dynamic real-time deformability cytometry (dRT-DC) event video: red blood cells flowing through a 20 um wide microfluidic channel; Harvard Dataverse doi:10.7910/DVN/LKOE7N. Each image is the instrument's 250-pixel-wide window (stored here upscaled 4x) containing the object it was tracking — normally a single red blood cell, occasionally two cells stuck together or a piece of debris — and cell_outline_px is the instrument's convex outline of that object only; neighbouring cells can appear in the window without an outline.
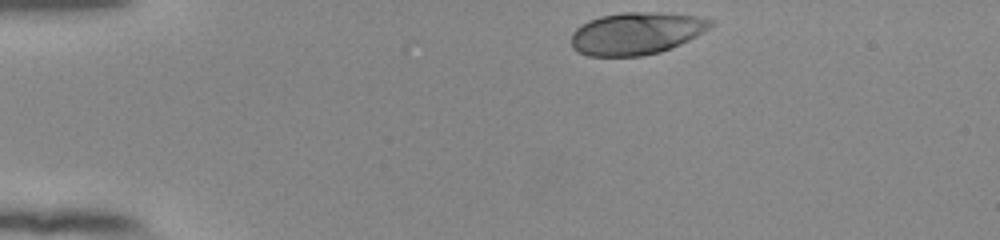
{"species": "human", "species_latin": "Homo sapiens", "temperature_condition": "room temperature", "stored_images_in_passage": 36, "camera_frame_rate_fps": 3000, "um_per_image_px": 0.085, "donor": {"sex": "female"}, "frame": {"image": 1, "passage_image": 1, "time_ms": 0.0, "image_size_px": [1000, 240], "cell_outline_px": [[716, 20], [708, 28], [696, 36], [680, 44], [660, 52], [640, 56], [588, 56], [576, 52], [572, 48], [572, 32], [580, 24], [588, 20], [600, 16], [624, 12], [656, 12], [696, 16]], "centroid_in_image_um": [54.04, 2.83], "position_along_channel_um": 31.0, "area_um2": 34.39}}
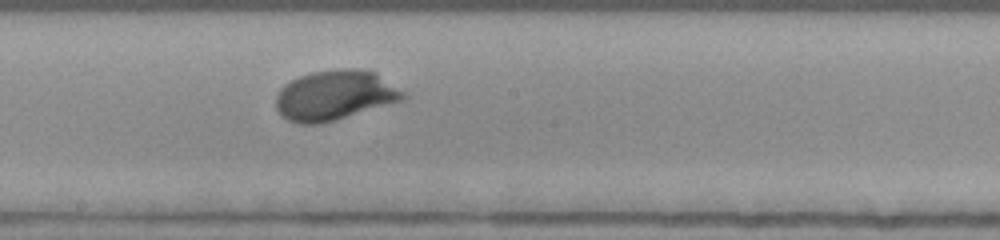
{"frame": {"image": 2, "passage_image": 21, "time_ms": 6.667, "image_size_px": [1000, 240], "cell_outline_px": [[408, 96], [404, 100], [336, 120], [320, 124], [300, 124], [288, 120], [276, 108], [276, 92], [284, 84], [300, 76], [312, 72], [344, 68], [352, 68], [376, 72], [408, 92]], "centroid_in_image_um": [28.51, 8.1], "position_along_channel_um": 219.7, "area_um2": 37.4}}
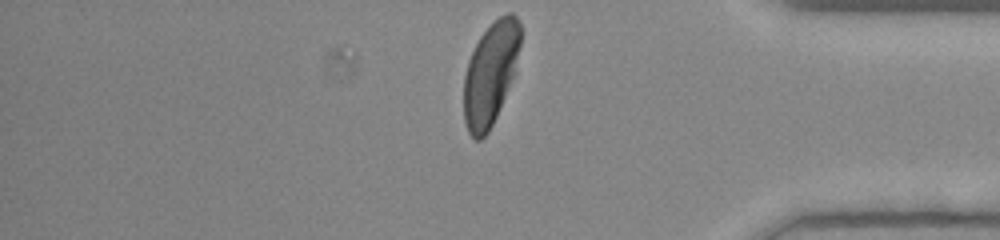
{"frame": {"image": 3, "passage_image": 36, "time_ms": 11.667, "image_size_px": [1000, 240], "cell_outline_px": [[520, 44], [516, 72], [496, 116], [488, 132], [480, 140], [476, 140], [468, 132], [464, 120], [464, 76], [468, 60], [480, 36], [500, 16], [508, 12], [512, 12], [516, 16], [520, 24]], "centroid_in_image_um": [41.7, 6.26], "position_along_channel_um": 393.5, "area_um2": 33.81}, "authors_computed_cell_mechanics": {"area_um2": 35.1713, "velocity_mm_per_s": 3.8578, "shape_relaxation_time_tau1_ms": 2.2656, "shape_relaxation_time_tau2_ms": null, "deformation_change_tau1": 0.1705, "deformation_change_tau2": null}}